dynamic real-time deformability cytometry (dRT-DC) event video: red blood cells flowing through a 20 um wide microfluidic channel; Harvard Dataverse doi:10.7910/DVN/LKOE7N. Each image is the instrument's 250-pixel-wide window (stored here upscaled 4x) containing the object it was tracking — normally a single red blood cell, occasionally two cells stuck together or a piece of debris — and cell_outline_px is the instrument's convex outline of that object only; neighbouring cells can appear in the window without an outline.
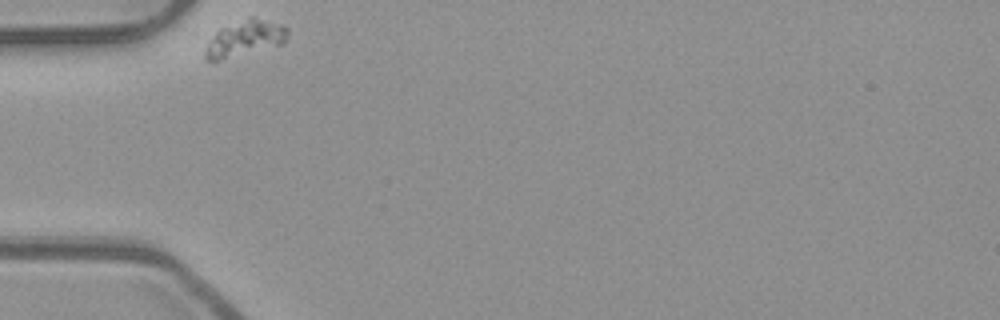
{"species": "common noctule bat (a hibernating species)", "species_latin": "Nyctalus noctula", "temperature_condition": "room temperature", "stored_images_in_passage": 33, "camera_frame_rate_fps": 3000, "um_per_image_px": 0.085, "animal": {"sex": "male", "body_mass_g": 23.1, "forearm_length_mm": 52.7}, "frame": {"image": 1, "passage_image": 1, "time_ms": 0.0, "image_size_px": [1000, 320], "cell_outline_px": [[288, 36], [284, 44], [212, 64], [204, 60], [204, 52], [208, 44], [216, 32], [220, 28], [248, 16], [252, 16], [280, 24], [288, 28]], "centroid_in_image_um": [20.79, 3.31], "position_along_channel_um": 64.2, "area_um2": 17.92}}
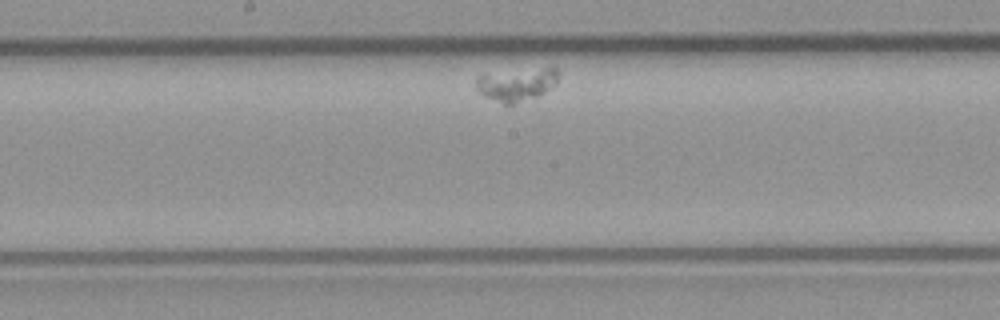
{"frame": {"image": 2, "passage_image": 15, "time_ms": 4.667, "image_size_px": [1000, 320], "cell_outline_px": [[560, 72], [556, 84], [544, 92], [536, 96], [512, 104], [504, 104], [484, 96], [476, 88], [476, 76], [484, 72], [552, 64]], "centroid_in_image_um": [43.94, 7.06], "position_along_channel_um": 204.3, "area_um2": 16.82}}
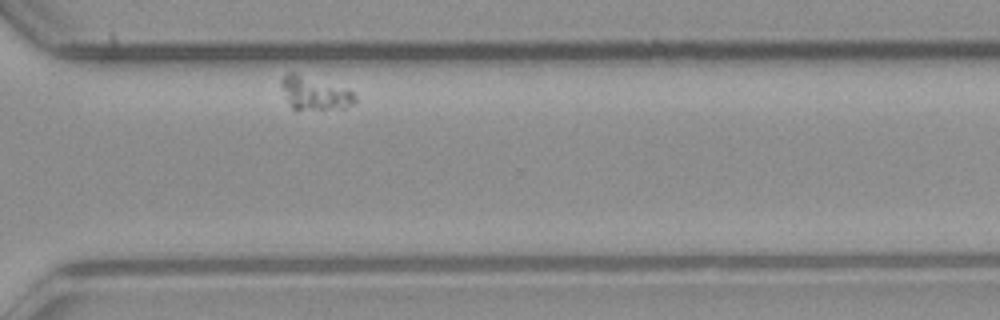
{"frame": {"image": 3, "passage_image": 28, "time_ms": 9.0, "image_size_px": [1000, 320], "cell_outline_px": [[356, 100], [352, 104], [344, 108], [292, 108], [280, 84], [280, 80], [288, 72], [296, 72], [348, 88], [356, 96]], "centroid_in_image_um": [26.76, 7.87], "position_along_channel_um": 343.8, "area_um2": 14.05}}